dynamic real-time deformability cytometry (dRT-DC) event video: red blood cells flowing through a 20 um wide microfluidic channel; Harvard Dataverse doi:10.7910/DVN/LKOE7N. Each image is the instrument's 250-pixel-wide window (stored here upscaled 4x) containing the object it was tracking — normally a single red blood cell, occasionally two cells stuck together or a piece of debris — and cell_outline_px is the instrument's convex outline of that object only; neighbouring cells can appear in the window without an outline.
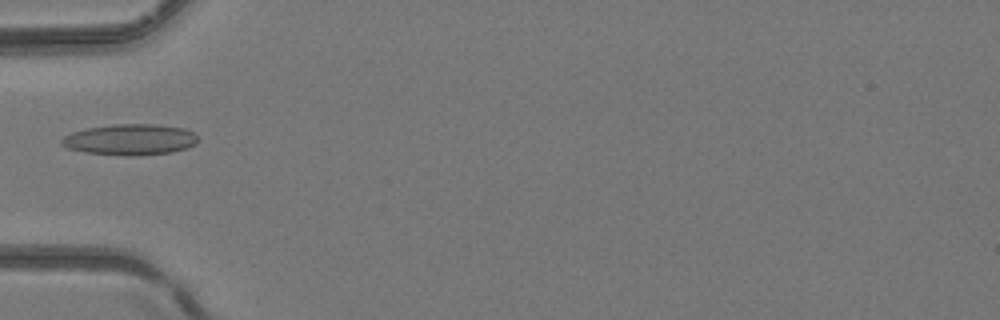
{"species": "common noctule bat (a hibernating species)", "species_latin": "Nyctalus noctula", "temperature_condition": "room temperature", "stored_images_in_passage": 5, "camera_frame_rate_fps": 3000, "um_per_image_px": 0.085, "animal": {"sex": "female", "body_mass_g": 24.6, "forearm_length_mm": 56.2}, "frame": {"image": 1, "passage_image": 5, "time_ms": 1.333, "image_size_px": [1000, 320], "cell_outline_px": [[196, 144], [188, 148], [172, 152], [132, 156], [124, 156], [84, 152], [64, 148], [60, 144], [60, 140], [64, 136], [72, 132], [88, 128], [112, 124], [160, 124], [184, 128], [192, 132], [196, 136]], "centroid_in_image_um": [11.03, 11.87], "position_along_channel_um": 74.0, "area_um2": 24.85}}